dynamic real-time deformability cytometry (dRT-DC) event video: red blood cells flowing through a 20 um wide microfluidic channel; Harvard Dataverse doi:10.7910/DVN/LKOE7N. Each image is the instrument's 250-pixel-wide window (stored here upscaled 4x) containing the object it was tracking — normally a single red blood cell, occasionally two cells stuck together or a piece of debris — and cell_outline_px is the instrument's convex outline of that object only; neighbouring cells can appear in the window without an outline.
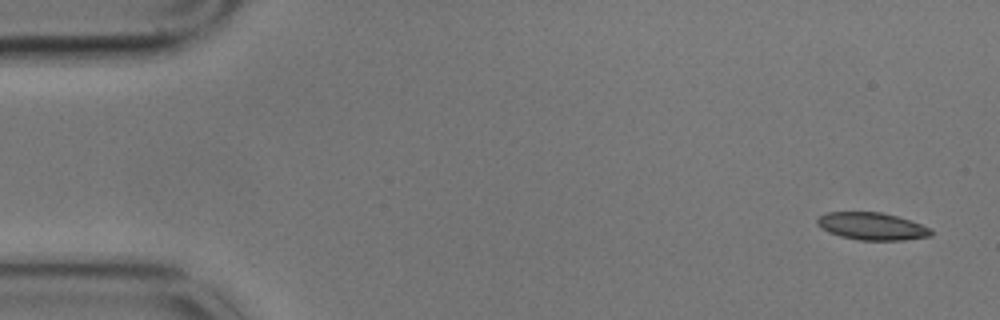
{"species": "common noctule bat (a hibernating species)", "species_latin": "Nyctalus noctula", "temperature_condition": "cold", "stored_images_in_passage": 5, "camera_frame_rate_fps": 3000, "um_per_image_px": 0.085, "animal": {"sex": "male", "body_mass_g": 17.9}, "frame": {"image": 1, "passage_image": 1, "time_ms": 0.0, "image_size_px": [1000, 320], "cell_outline_px": [[932, 236], [904, 240], [860, 240], [840, 236], [828, 232], [820, 228], [816, 224], [816, 220], [824, 212], [880, 212], [896, 216], [920, 224], [928, 228], [932, 232]], "centroid_in_image_um": [74.06, 19.23], "position_along_channel_um": 10.9, "area_um2": 18.09}}
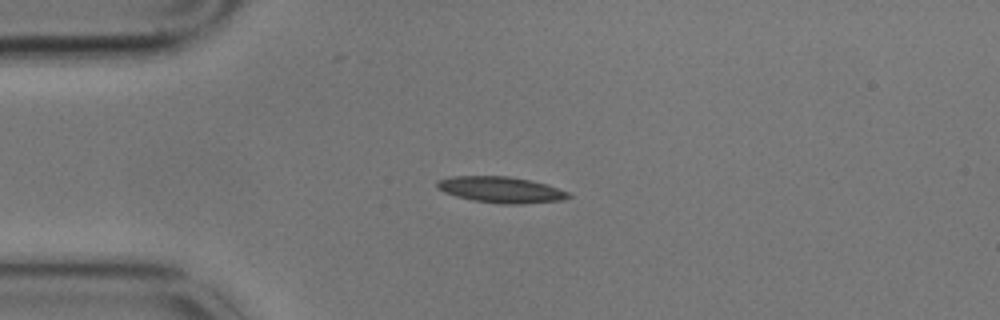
{"frame": {"image": 2, "passage_image": 4, "time_ms": 1.0, "image_size_px": [1000, 320], "cell_outline_px": [[572, 196], [564, 200], [524, 204], [500, 204], [472, 200], [456, 196], [444, 192], [436, 188], [436, 180], [452, 176], [508, 176], [528, 180], [544, 184], [568, 192]], "centroid_in_image_um": [42.54, 16.13], "position_along_channel_um": 42.5, "area_um2": 20.0}}